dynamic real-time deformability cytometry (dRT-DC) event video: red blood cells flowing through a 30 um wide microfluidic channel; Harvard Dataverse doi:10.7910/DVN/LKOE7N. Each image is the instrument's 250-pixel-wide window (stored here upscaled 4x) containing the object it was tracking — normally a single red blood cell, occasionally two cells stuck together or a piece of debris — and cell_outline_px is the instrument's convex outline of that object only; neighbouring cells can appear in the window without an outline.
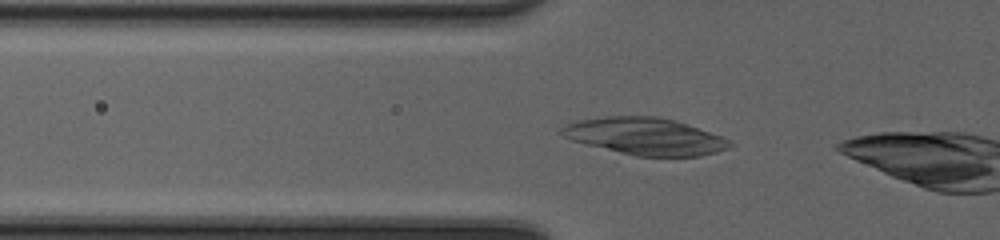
{"species": "common noctule bat (a hibernating species)", "species_latin": "Nyctalus noctula", "temperature_condition": "cold", "stored_images_in_passage": 30, "camera_frame_rate_fps": 3000, "um_per_image_px": 0.085, "animal": {"sex": "female", "body_mass_g": 20.0, "forearm_length_mm": 54.0}, "frame": {"image": 1, "passage_image": 3, "time_ms": 0.667, "image_size_px": [1000, 240], "cell_outline_px": [[736, 144], [728, 148], [716, 152], [700, 156], [636, 156], [572, 140], [564, 136], [560, 132], [560, 128], [568, 124], [580, 120], [608, 116], [656, 116], [676, 120], [732, 140]], "centroid_in_image_um": [54.9, 11.58], "position_along_channel_um": 70.9, "area_um2": 35.95}}
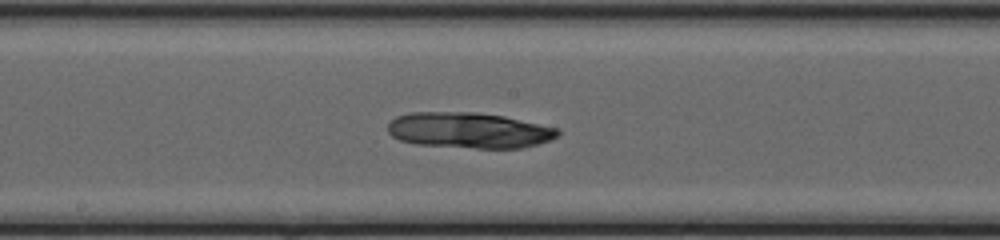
{"frame": {"image": 2, "passage_image": 13, "time_ms": 4.0, "image_size_px": [1000, 240], "cell_outline_px": [[560, 132], [556, 136], [540, 144], [520, 148], [476, 148], [416, 144], [400, 140], [392, 136], [388, 132], [388, 124], [396, 116], [408, 112], [476, 112], [504, 116], [560, 128]], "centroid_in_image_um": [39.87, 11.07], "position_along_channel_um": 208.3, "area_um2": 35.49}}
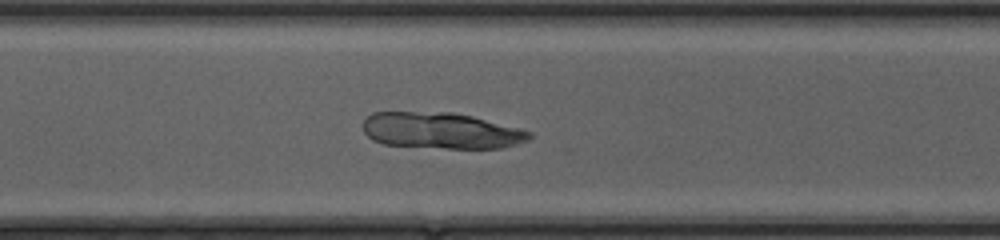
{"frame": {"image": 3, "passage_image": 22, "time_ms": 7.0, "image_size_px": [1000, 240], "cell_outline_px": [[532, 136], [528, 140], [516, 144], [500, 148], [444, 148], [384, 144], [372, 140], [364, 132], [364, 120], [372, 112], [452, 112], [472, 116], [532, 132]], "centroid_in_image_um": [37.47, 11.1], "position_along_channel_um": 333.1, "area_um2": 34.85}}